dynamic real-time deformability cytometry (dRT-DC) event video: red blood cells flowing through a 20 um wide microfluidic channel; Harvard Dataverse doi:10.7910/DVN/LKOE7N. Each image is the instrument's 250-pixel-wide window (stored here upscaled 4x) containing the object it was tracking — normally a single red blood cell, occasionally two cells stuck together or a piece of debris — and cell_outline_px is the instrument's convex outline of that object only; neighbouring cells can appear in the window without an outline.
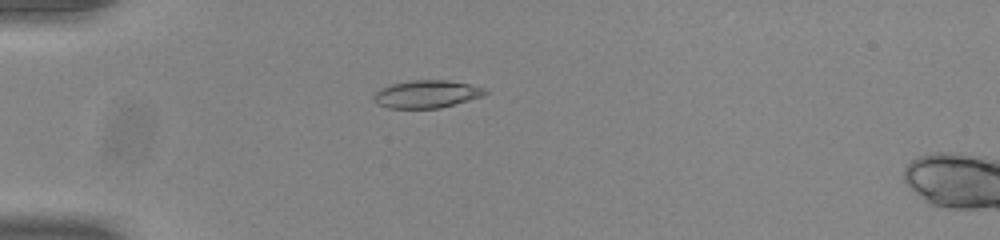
{"species": "common noctule bat (a hibernating species)", "species_latin": "Nyctalus noctula", "temperature_condition": "room temperature", "stored_images_in_passage": 40, "camera_frame_rate_fps": 3000, "um_per_image_px": 0.085, "animal": {"sex": "male", "body_mass_g": 20.0, "forearm_length_mm": 53.3}, "frame": {"image": 1, "passage_image": 2, "time_ms": 0.333, "image_size_px": [1000, 240], "cell_outline_px": [[488, 92], [484, 96], [440, 108], [388, 108], [376, 104], [372, 100], [372, 96], [380, 88], [392, 84], [412, 80], [444, 80], [468, 84], [484, 88]], "centroid_in_image_um": [36.23, 8.01], "position_along_channel_um": 48.8, "area_um2": 17.98}}
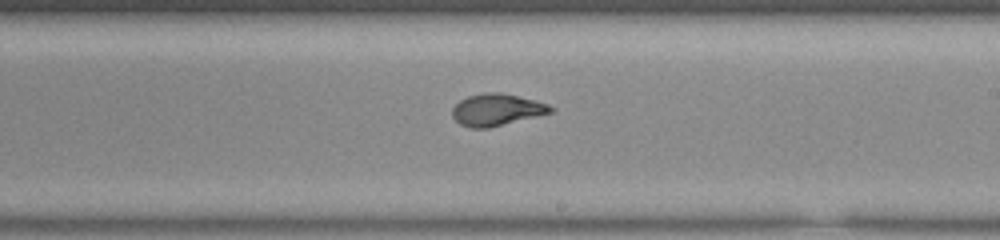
{"frame": {"image": 2, "passage_image": 19, "time_ms": 6.0, "image_size_px": [1000, 240], "cell_outline_px": [[556, 108], [552, 112], [488, 128], [472, 128], [460, 124], [452, 116], [452, 108], [460, 100], [468, 96], [484, 92], [500, 92], [536, 100], [548, 104]], "centroid_in_image_um": [42.22, 9.31], "position_along_channel_um": 246.8, "area_um2": 18.21}}
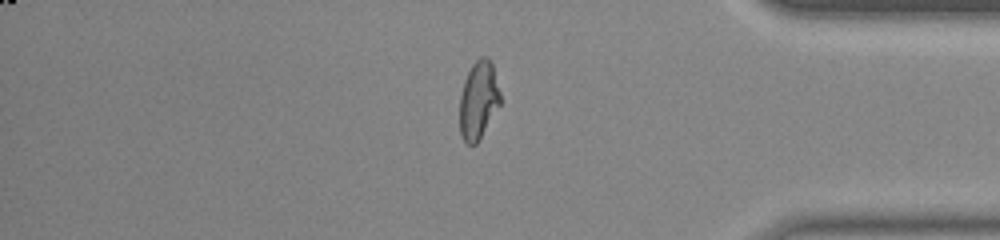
{"frame": {"image": 3, "passage_image": 32, "time_ms": 10.333, "image_size_px": [1000, 240], "cell_outline_px": [[500, 104], [480, 140], [476, 144], [468, 144], [460, 136], [460, 96], [464, 80], [472, 64], [480, 56], [488, 56], [492, 64], [500, 92]], "centroid_in_image_um": [40.67, 8.52], "position_along_channel_um": 394.5, "area_um2": 18.5}, "authors_computed_cell_mechanics": {"area_um2": 18.3804, "velocity_mm_per_s": 3.8852, "shape_relaxation_time_tau1_ms": 5.1704, "shape_relaxation_time_tau2_ms": 1.0507, "deformation_change_tau1": 0.2207, "deformation_change_tau2": 0.0699}}